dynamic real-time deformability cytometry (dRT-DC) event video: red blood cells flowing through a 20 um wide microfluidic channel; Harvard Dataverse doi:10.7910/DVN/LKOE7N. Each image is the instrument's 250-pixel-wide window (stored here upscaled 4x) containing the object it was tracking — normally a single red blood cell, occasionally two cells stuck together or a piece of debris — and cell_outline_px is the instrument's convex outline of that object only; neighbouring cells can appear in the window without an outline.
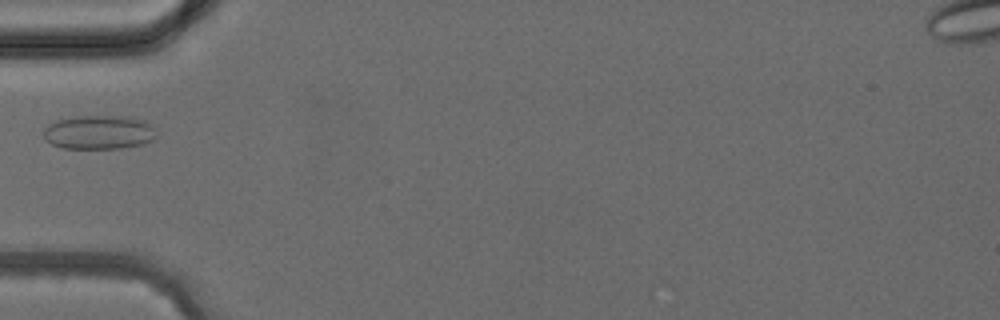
{"species": "common noctule bat (a hibernating species)", "species_latin": "Nyctalus noctula", "temperature_condition": "cold", "stored_images_in_passage": 4, "camera_frame_rate_fps": 3000, "um_per_image_px": 0.085, "animal": {"sex": "female", "body_mass_g": 24.6, "forearm_length_mm": 56.2}, "frame": {"image": 1, "passage_image": 4, "time_ms": 3.667, "image_size_px": [1000, 320], "cell_outline_px": [[156, 136], [152, 140], [144, 144], [124, 148], [64, 148], [52, 144], [44, 140], [44, 128], [48, 124], [56, 120], [76, 116], [132, 116], [144, 120], [152, 128]], "centroid_in_image_um": [8.39, 11.24], "position_along_channel_um": 76.6, "area_um2": 22.43}}